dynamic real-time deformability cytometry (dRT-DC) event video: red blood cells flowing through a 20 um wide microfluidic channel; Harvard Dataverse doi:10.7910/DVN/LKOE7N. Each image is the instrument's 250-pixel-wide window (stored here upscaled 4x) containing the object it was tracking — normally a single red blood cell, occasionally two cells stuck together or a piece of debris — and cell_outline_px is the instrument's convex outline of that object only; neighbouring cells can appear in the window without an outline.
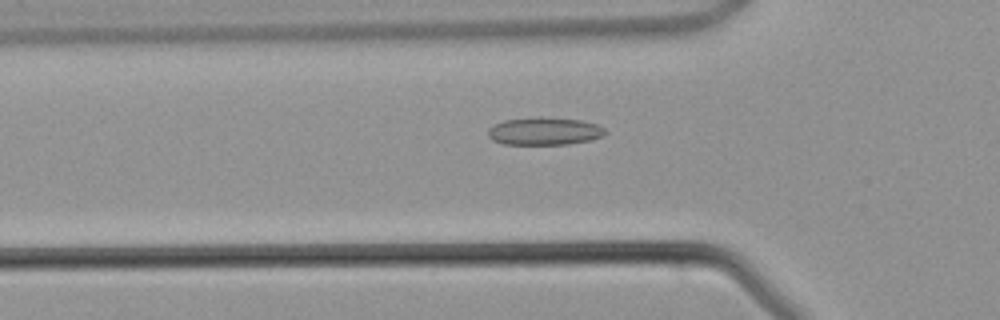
{"species": "common noctule bat (a hibernating species)", "species_latin": "Nyctalus noctula", "temperature_condition": "warm", "stored_images_in_passage": 34, "camera_frame_rate_fps": 3000, "um_per_image_px": 0.085, "animal": {"sex": "male", "body_mass_g": 21.5, "forearm_length_mm": 52.0}, "frame": {"image": 1, "passage_image": 4, "time_ms": 1.0, "image_size_px": [1000, 320], "cell_outline_px": [[604, 132], [600, 136], [592, 140], [568, 144], [504, 144], [492, 140], [488, 136], [488, 128], [504, 120], [580, 120], [596, 124], [604, 128]], "centroid_in_image_um": [46.25, 11.21], "position_along_channel_um": 79.5, "area_um2": 17.74}}
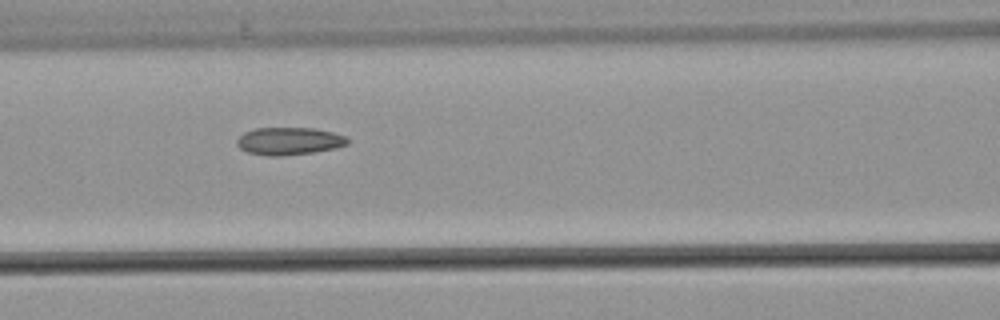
{"frame": {"image": 2, "passage_image": 8, "time_ms": 2.333, "image_size_px": [1000, 320], "cell_outline_px": [[348, 144], [336, 148], [312, 152], [280, 156], [268, 156], [248, 152], [240, 148], [236, 144], [236, 140], [244, 132], [256, 128], [312, 128], [332, 132], [344, 136], [348, 140]], "centroid_in_image_um": [24.55, 11.99], "position_along_channel_um": 142.1, "area_um2": 17.63}}
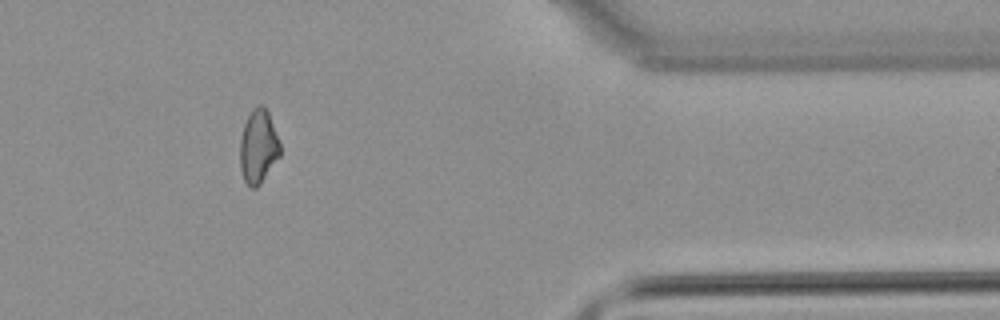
{"frame": {"image": 3, "passage_image": 26, "time_ms": 8.333, "image_size_px": [1000, 320], "cell_outline_px": [[280, 156], [260, 184], [256, 188], [252, 188], [244, 180], [240, 168], [240, 140], [244, 124], [252, 108], [260, 104], [264, 104], [268, 112], [280, 144]], "centroid_in_image_um": [21.95, 12.45], "position_along_channel_um": 389.5, "area_um2": 17.17}}